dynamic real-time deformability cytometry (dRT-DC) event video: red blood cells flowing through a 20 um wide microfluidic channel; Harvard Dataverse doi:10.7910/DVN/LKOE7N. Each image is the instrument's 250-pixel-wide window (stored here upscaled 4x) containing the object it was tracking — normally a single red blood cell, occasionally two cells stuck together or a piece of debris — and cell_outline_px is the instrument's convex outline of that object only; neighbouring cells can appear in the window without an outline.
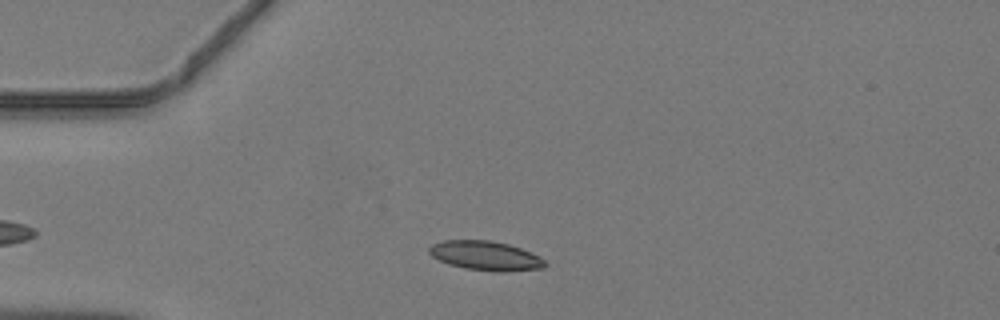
{"species": "common noctule bat (a hibernating species)", "species_latin": "Nyctalus noctula", "temperature_condition": "warm", "stored_images_in_passage": 32, "camera_frame_rate_fps": 3000, "um_per_image_px": 0.085, "animal": {"sex": "male", "body_mass_g": 19.2, "forearm_length_mm": 51.8}, "frame": {"image": 1, "passage_image": 4, "time_ms": 1.0, "image_size_px": [1000, 320], "cell_outline_px": [[548, 264], [544, 268], [504, 272], [496, 272], [464, 268], [448, 264], [432, 256], [428, 252], [428, 248], [432, 244], [444, 240], [492, 240], [508, 244], [532, 252], [544, 260]], "centroid_in_image_um": [41.28, 21.74], "position_along_channel_um": 43.7, "area_um2": 19.94}}
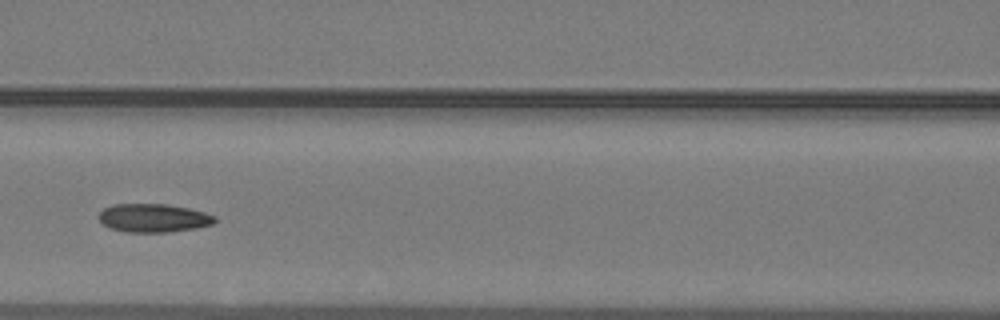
{"frame": {"image": 2, "passage_image": 13, "time_ms": 4.0, "image_size_px": [1000, 320], "cell_outline_px": [[216, 220], [212, 224], [196, 228], [168, 232], [124, 232], [112, 228], [104, 224], [96, 216], [104, 208], [112, 204], [168, 204], [188, 208], [204, 212], [216, 216]], "centroid_in_image_um": [13.03, 18.52], "position_along_channel_um": 153.6, "area_um2": 19.25}}
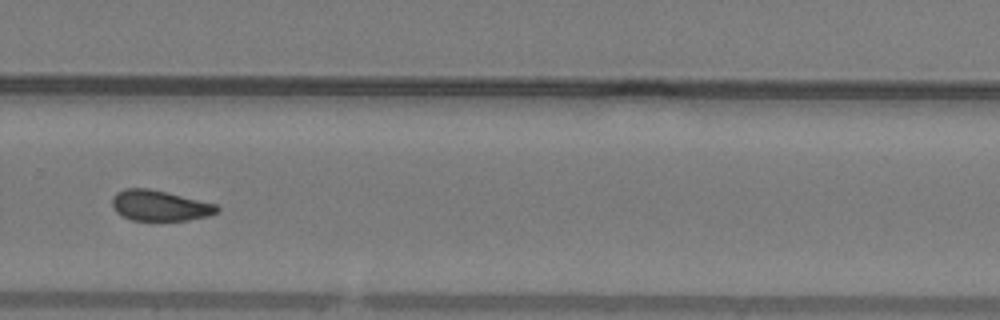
{"frame": {"image": 3, "passage_image": 24, "time_ms": 7.667, "image_size_px": [1000, 320], "cell_outline_px": [[220, 208], [216, 212], [208, 216], [188, 220], [132, 220], [116, 212], [112, 204], [112, 196], [116, 192], [124, 188], [148, 188], [216, 204]], "centroid_in_image_um": [13.55, 17.47], "position_along_channel_um": 316.3, "area_um2": 18.5}}